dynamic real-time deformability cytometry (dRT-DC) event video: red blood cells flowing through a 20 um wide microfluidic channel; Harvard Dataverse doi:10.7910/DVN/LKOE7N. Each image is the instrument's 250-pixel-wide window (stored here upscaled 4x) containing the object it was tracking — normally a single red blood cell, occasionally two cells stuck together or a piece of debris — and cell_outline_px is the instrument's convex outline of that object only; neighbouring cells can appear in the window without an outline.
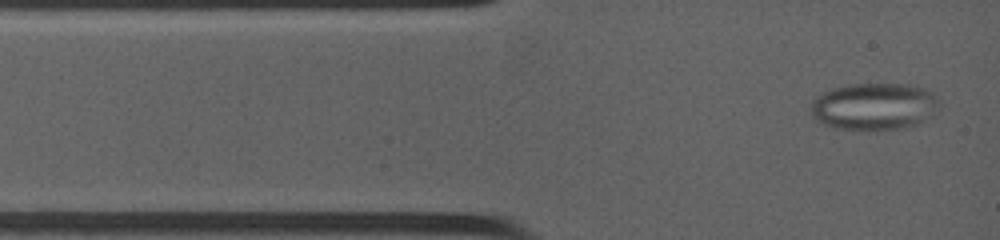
{"species": "common noctule bat (a hibernating species)", "species_latin": "Nyctalus noctula", "temperature_condition": "warm", "stored_images_in_passage": 43, "camera_frame_rate_fps": 4500, "um_per_image_px": 0.085, "animal": {"sex": "female", "body_mass_g": 19.0, "forearm_length_mm": 53.3}, "frame": {"image": 1, "passage_image": 1, "time_ms": 0.0, "image_size_px": [1000, 240], "cell_outline_px": [[940, 100], [932, 116], [920, 124], [904, 128], [832, 128], [816, 120], [812, 116], [812, 108], [816, 100], [824, 92], [832, 88], [852, 84], [900, 84], [920, 88], [928, 92]], "centroid_in_image_um": [74.32, 9.05], "position_along_channel_um": 10.7, "area_um2": 34.28}}
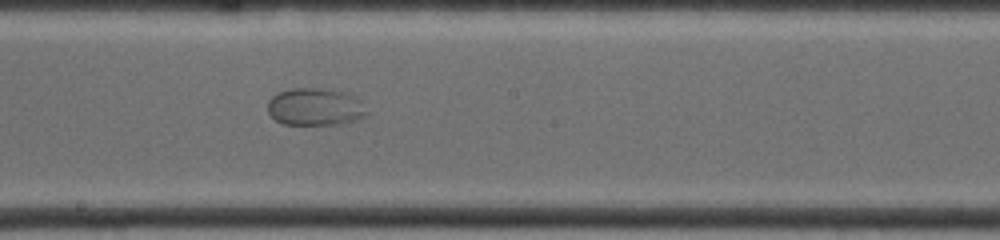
{"frame": {"image": 2, "passage_image": 16, "time_ms": 6.222, "image_size_px": [1000, 240], "cell_outline_px": [[368, 116], [360, 120], [340, 124], [284, 124], [276, 120], [268, 112], [268, 100], [276, 92], [292, 88], [332, 88], [348, 92], [356, 96], [360, 100], [368, 112]], "centroid_in_image_um": [26.85, 9.06], "position_along_channel_um": 221.4, "area_um2": 22.2}}
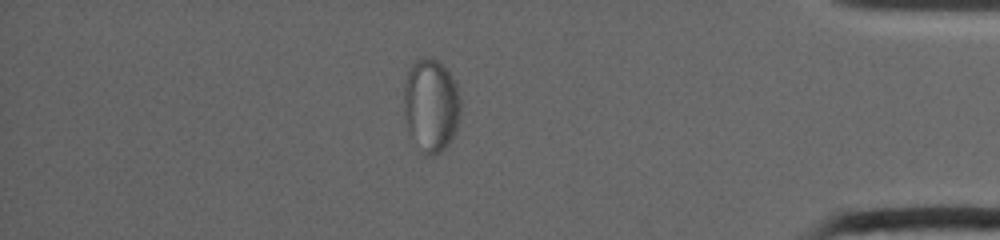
{"frame": {"image": 3, "passage_image": 31, "time_ms": 11.778, "image_size_px": [1000, 240], "cell_outline_px": [[460, 120], [456, 132], [452, 140], [440, 152], [432, 156], [424, 156], [420, 152], [408, 132], [404, 124], [404, 84], [408, 72], [416, 56], [420, 56], [436, 60], [448, 72], [456, 84], [460, 100]], "centroid_in_image_um": [36.61, 9.0], "position_along_channel_um": 398.6, "area_um2": 31.44}}